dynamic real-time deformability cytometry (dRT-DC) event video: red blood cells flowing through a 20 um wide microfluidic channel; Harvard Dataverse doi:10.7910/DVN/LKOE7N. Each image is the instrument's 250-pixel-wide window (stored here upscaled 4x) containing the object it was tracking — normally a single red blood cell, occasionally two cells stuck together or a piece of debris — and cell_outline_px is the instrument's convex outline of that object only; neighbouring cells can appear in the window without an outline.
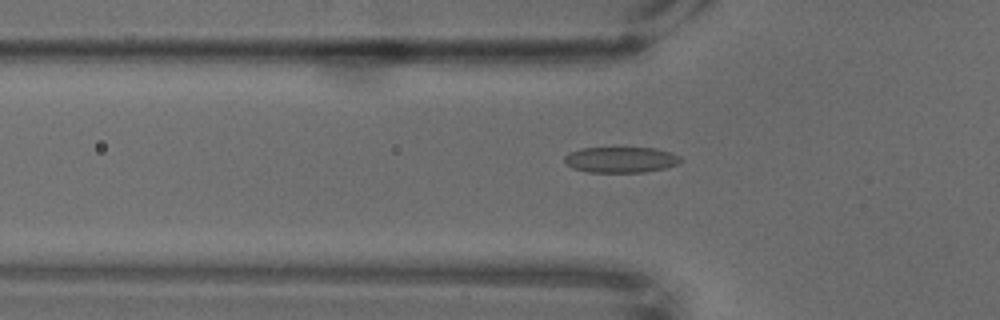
{"species": "common noctule bat (a hibernating species)", "species_latin": "Nyctalus noctula", "temperature_condition": "warm", "stored_images_in_passage": 61, "camera_frame_rate_fps": 3000, "um_per_image_px": 0.085, "animal": {"sex": "male", "body_mass_g": 18.8}, "frame": {"image": 1, "passage_image": 23, "time_ms": 7.333, "image_size_px": [1000, 320], "cell_outline_px": [[684, 160], [676, 164], [664, 168], [644, 172], [588, 172], [572, 168], [564, 160], [564, 156], [568, 152], [580, 148], [656, 148], [672, 152], [680, 156]], "centroid_in_image_um": [52.77, 13.57], "position_along_channel_um": 73.0, "area_um2": 17.51}}
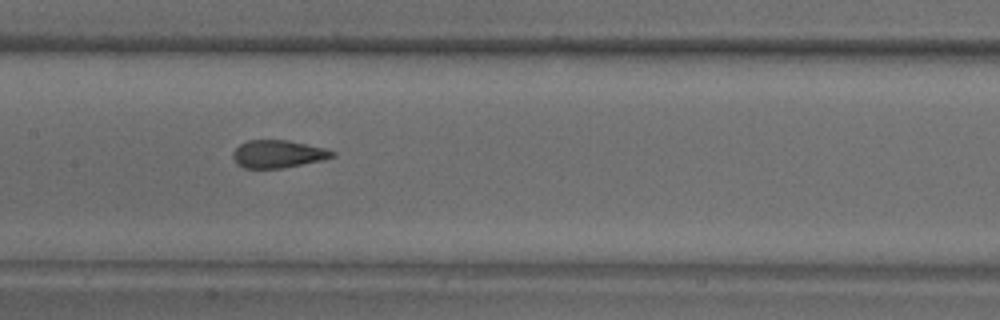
{"frame": {"image": 2, "passage_image": 34, "time_ms": 11.0, "image_size_px": [1000, 320], "cell_outline_px": [[336, 156], [320, 160], [284, 168], [244, 168], [236, 164], [232, 156], [232, 152], [240, 144], [248, 140], [288, 140], [324, 148], [336, 152]], "centroid_in_image_um": [23.6, 13.09], "position_along_channel_um": 183.8, "area_um2": 16.01}}
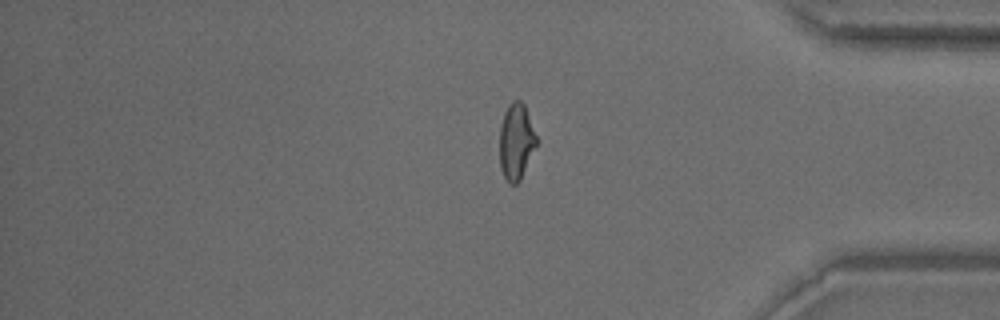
{"frame": {"image": 3, "passage_image": 57, "time_ms": 18.667, "image_size_px": [1000, 320], "cell_outline_px": [[536, 144], [520, 180], [516, 184], [508, 184], [500, 168], [500, 124], [504, 112], [508, 104], [512, 100], [520, 100], [524, 104], [536, 136]], "centroid_in_image_um": [43.84, 12.02], "position_along_channel_um": 391.4, "area_um2": 16.18}}